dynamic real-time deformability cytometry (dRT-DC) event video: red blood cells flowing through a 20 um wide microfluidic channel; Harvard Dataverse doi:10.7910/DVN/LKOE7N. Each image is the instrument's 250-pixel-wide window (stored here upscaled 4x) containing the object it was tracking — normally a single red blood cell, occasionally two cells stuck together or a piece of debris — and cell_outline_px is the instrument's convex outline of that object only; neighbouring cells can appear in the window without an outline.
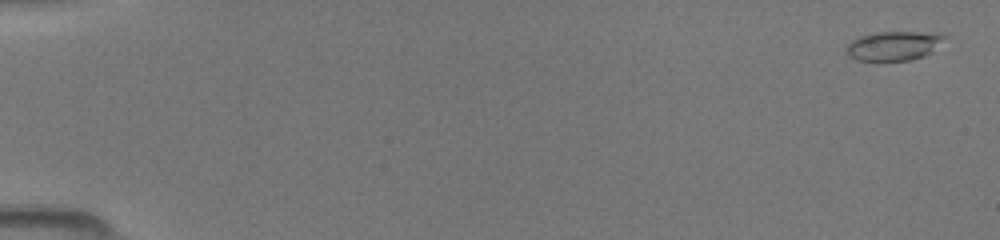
{"species": "common noctule bat (a hibernating species)", "species_latin": "Nyctalus noctula", "temperature_condition": "room temperature", "stored_images_in_passage": 50, "camera_frame_rate_fps": 3000, "um_per_image_px": 0.085, "animal": {"sex": "female", "body_mass_g": 19.5, "forearm_length_mm": 54.1}, "frame": {"image": 1, "passage_image": 2, "time_ms": 0.333, "image_size_px": [1000, 240], "cell_outline_px": [[948, 36], [932, 52], [924, 56], [912, 60], [856, 60], [848, 56], [844, 52], [844, 48], [852, 40], [860, 36], [876, 32], [940, 32]], "centroid_in_image_um": [75.98, 3.88], "position_along_channel_um": 9.0, "area_um2": 16.99}}
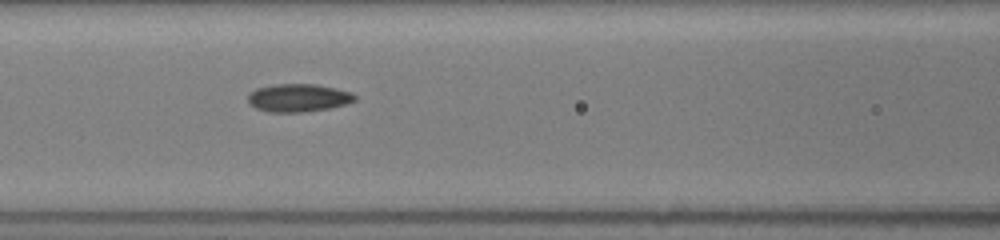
{"frame": {"image": 2, "passage_image": 23, "time_ms": 7.333, "image_size_px": [1000, 240], "cell_outline_px": [[356, 100], [344, 104], [328, 108], [300, 112], [268, 112], [256, 108], [248, 104], [248, 92], [256, 88], [276, 84], [316, 84], [336, 88], [352, 92], [356, 96]], "centroid_in_image_um": [25.32, 8.3], "position_along_channel_um": 141.3, "area_um2": 17.46}}
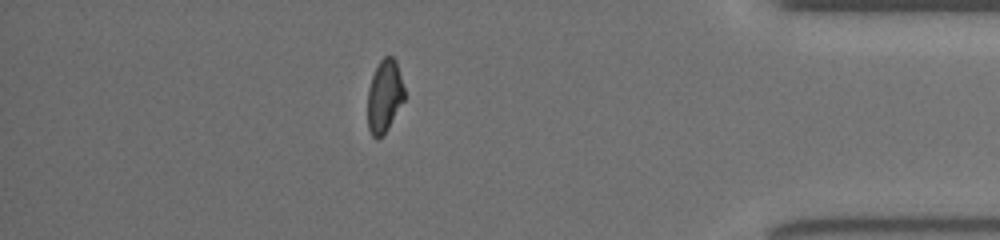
{"frame": {"image": 3, "passage_image": 44, "time_ms": 14.333, "image_size_px": [1000, 240], "cell_outline_px": [[404, 100], [388, 128], [376, 140], [372, 136], [368, 128], [368, 88], [372, 76], [380, 60], [384, 56], [392, 56], [396, 60], [404, 88]], "centroid_in_image_um": [32.67, 8.16], "position_along_channel_um": 402.5, "area_um2": 15.43}}